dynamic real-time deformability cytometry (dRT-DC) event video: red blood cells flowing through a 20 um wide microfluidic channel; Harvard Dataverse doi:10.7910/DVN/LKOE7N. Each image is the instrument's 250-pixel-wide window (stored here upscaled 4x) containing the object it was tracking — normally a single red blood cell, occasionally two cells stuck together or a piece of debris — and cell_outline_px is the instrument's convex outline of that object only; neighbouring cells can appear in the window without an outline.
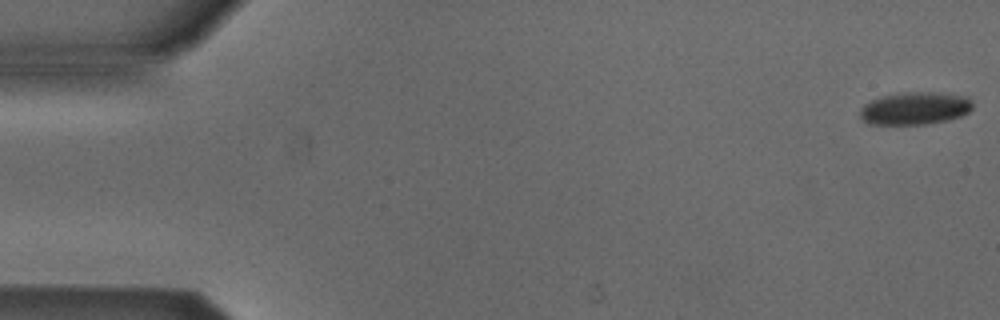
{"species": "Egyptian fruit bat (a non-hibernating species)", "species_latin": "Rousettus aegyptiacus", "temperature_condition": "cold", "stored_images_in_passage": 53, "camera_frame_rate_fps": 3000, "um_per_image_px": 0.085, "animal": {"sex": "male"}, "frame": {"image": 1, "passage_image": 1, "time_ms": 0.0, "image_size_px": [1000, 320], "cell_outline_px": [[972, 108], [968, 112], [960, 116], [948, 120], [924, 124], [872, 124], [864, 120], [860, 116], [860, 108], [864, 104], [872, 100], [884, 96], [908, 92], [928, 92], [968, 96], [972, 100]], "centroid_in_image_um": [77.79, 9.21], "position_along_channel_um": 7.2, "area_um2": 21.15}}
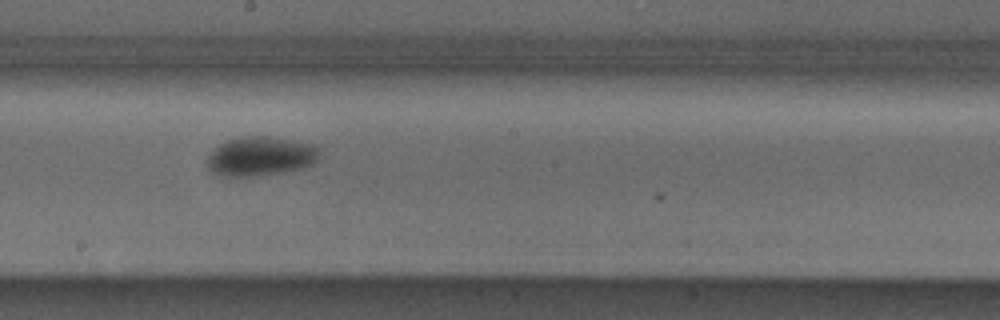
{"frame": {"image": 2, "passage_image": 29, "time_ms": 9.333, "image_size_px": [1000, 320], "cell_outline_px": [[320, 156], [312, 164], [300, 168], [284, 172], [256, 176], [220, 176], [208, 168], [208, 156], [220, 144], [228, 140], [240, 136], [276, 136], [316, 144], [320, 152]], "centroid_in_image_um": [22.2, 13.26], "position_along_channel_um": 226.0, "area_um2": 25.89}}
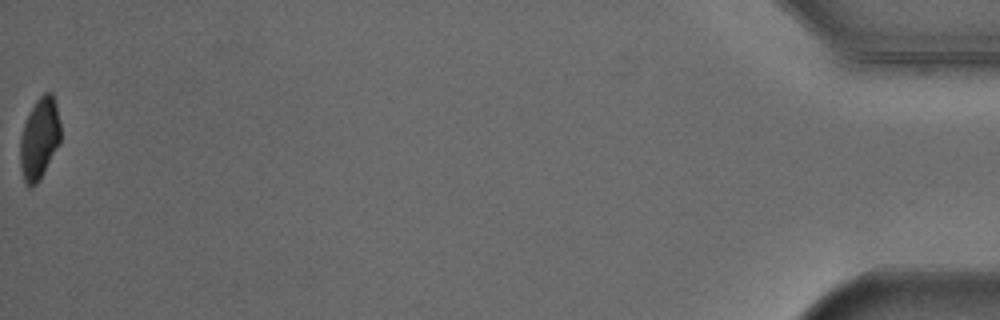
{"frame": {"image": 3, "passage_image": 53, "time_ms": 17.333, "image_size_px": [1000, 320], "cell_outline_px": [[60, 144], [40, 180], [36, 184], [28, 188], [24, 184], [20, 168], [20, 136], [24, 124], [36, 100], [44, 92], [52, 92], [56, 104], [60, 124]], "centroid_in_image_um": [3.35, 11.82], "position_along_channel_um": 431.9, "area_um2": 19.42}, "authors_computed_cell_mechanics": {"area_um2": 22.8888, "velocity_mm_per_s": 3.8834, "shape_relaxation_time_tau1_ms": 3.5434, "shape_relaxation_time_tau2_ms": null, "deformation_change_tau1": 0.091, "deformation_change_tau2": null}}